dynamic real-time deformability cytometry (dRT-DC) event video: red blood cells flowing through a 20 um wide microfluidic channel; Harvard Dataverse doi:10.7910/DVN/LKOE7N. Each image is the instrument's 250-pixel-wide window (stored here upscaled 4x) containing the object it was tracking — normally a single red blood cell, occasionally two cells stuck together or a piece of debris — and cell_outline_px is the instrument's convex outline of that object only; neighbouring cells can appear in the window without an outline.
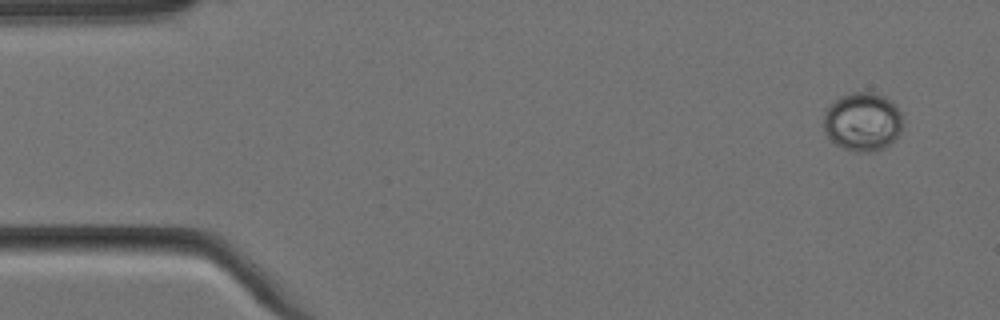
{"species": "Egyptian fruit bat (a non-hibernating species)", "species_latin": "Rousettus aegyptiacus", "temperature_condition": "cold", "stored_images_in_passage": 4, "camera_frame_rate_fps": 3000, "um_per_image_px": 0.085, "animal": {"sex": "female"}, "frame": {"image": 1, "passage_image": 1, "time_ms": 0.0, "image_size_px": [1000, 320], "cell_outline_px": [[900, 132], [896, 140], [892, 144], [884, 148], [872, 152], [856, 152], [844, 148], [836, 144], [828, 136], [824, 128], [824, 112], [840, 96], [852, 92], [876, 92], [892, 100], [896, 104], [900, 112]], "centroid_in_image_um": [73.34, 10.35], "position_along_channel_um": 11.7, "area_um2": 27.11}}
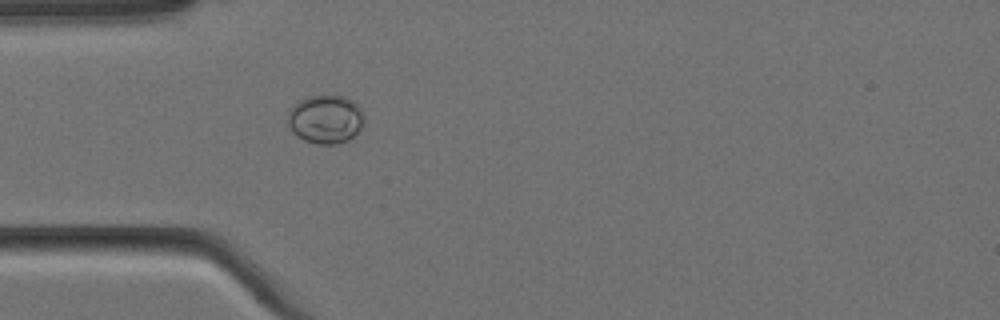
{"frame": {"image": 2, "passage_image": 4, "time_ms": 1.0, "image_size_px": [1000, 320], "cell_outline_px": [[364, 120], [360, 128], [348, 140], [336, 144], [316, 144], [304, 140], [296, 136], [292, 132], [288, 124], [288, 112], [300, 100], [308, 96], [344, 96], [352, 100], [360, 108], [364, 116]], "centroid_in_image_um": [27.66, 10.14], "position_along_channel_um": 57.3, "area_um2": 21.44}}